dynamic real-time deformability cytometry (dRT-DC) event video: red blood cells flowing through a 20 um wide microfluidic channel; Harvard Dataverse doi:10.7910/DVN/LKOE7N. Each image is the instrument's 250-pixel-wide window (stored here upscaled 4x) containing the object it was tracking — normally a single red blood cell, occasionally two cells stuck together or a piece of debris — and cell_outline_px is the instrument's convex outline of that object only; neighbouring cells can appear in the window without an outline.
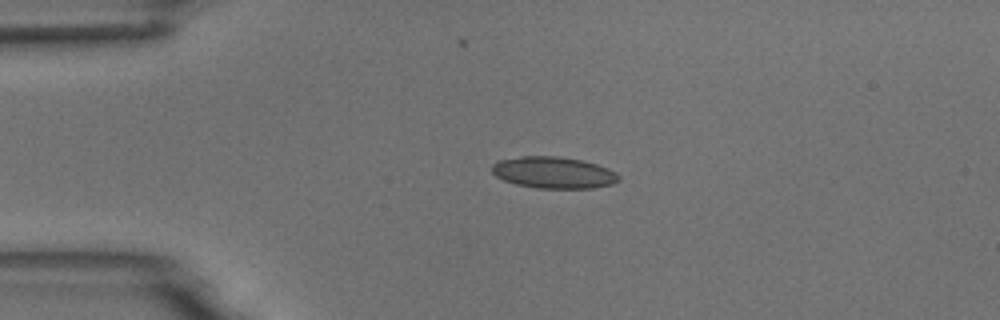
{"species": "common noctule bat (a hibernating species)", "species_latin": "Nyctalus noctula", "temperature_condition": "room temperature", "stored_images_in_passage": 2, "camera_frame_rate_fps": 3000, "um_per_image_px": 0.085, "animal": {"sex": "male", "body_mass_g": 18.8}, "frame": {"image": 1, "passage_image": 1, "time_ms": 0.0, "image_size_px": [1000, 320], "cell_outline_px": [[620, 180], [612, 184], [592, 188], [536, 188], [516, 184], [504, 180], [496, 176], [492, 172], [492, 164], [500, 160], [520, 156], [556, 156], [580, 160], [596, 164], [608, 168], [616, 172], [620, 176]], "centroid_in_image_um": [47.06, 14.67], "position_along_channel_um": 37.9, "area_um2": 23.29}}